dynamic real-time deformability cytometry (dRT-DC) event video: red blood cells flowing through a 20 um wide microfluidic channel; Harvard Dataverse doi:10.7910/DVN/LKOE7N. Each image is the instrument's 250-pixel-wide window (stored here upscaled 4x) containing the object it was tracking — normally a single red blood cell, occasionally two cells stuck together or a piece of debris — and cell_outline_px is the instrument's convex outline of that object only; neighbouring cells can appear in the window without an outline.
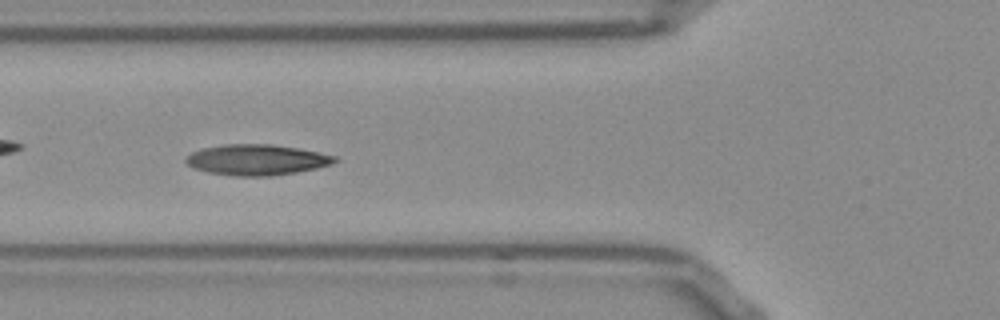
{"species": "Egyptian fruit bat (a non-hibernating species)", "species_latin": "Rousettus aegyptiacus", "temperature_condition": "room temperature", "stored_images_in_passage": 48, "camera_frame_rate_fps": 3000, "um_per_image_px": 0.085, "frame": {"image": 1, "passage_image": 14, "time_ms": 4.333, "image_size_px": [1000, 320], "cell_outline_px": [[336, 160], [332, 164], [316, 168], [296, 172], [272, 176], [232, 176], [208, 172], [192, 168], [184, 160], [192, 152], [204, 148], [224, 144], [272, 144], [296, 148], [336, 156]], "centroid_in_image_um": [21.79, 13.59], "position_along_channel_um": 104.0, "area_um2": 26.47}}
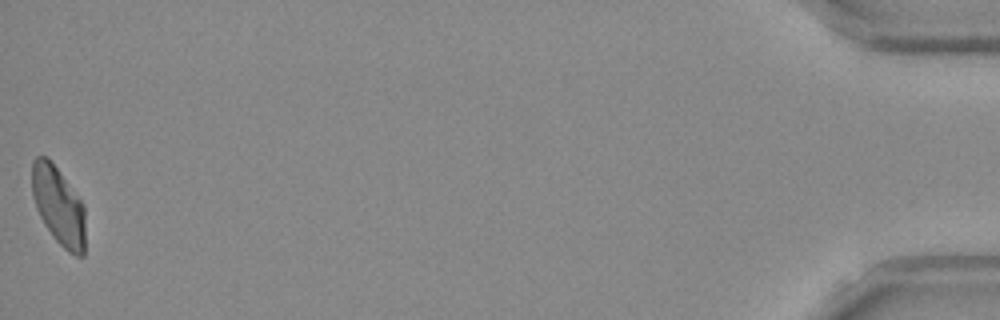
{"frame": {"image": 2, "passage_image": 48, "time_ms": 15.667, "image_size_px": [1000, 320], "cell_outline_px": [[84, 256], [76, 256], [68, 252], [56, 240], [44, 224], [36, 208], [32, 196], [32, 160], [36, 156], [44, 156], [56, 168], [84, 204]], "centroid_in_image_um": [4.96, 17.52], "position_along_channel_um": 430.2, "area_um2": 23.99}, "authors_computed_cell_mechanics": {"area_um2": 25.0274, "velocity_mm_per_s": 3.7859, "shape_relaxation_time_tau1_ms": null, "shape_relaxation_time_tau2_ms": 2.0114, "deformation_change_tau1": null, "deformation_change_tau2": 0.0696}}